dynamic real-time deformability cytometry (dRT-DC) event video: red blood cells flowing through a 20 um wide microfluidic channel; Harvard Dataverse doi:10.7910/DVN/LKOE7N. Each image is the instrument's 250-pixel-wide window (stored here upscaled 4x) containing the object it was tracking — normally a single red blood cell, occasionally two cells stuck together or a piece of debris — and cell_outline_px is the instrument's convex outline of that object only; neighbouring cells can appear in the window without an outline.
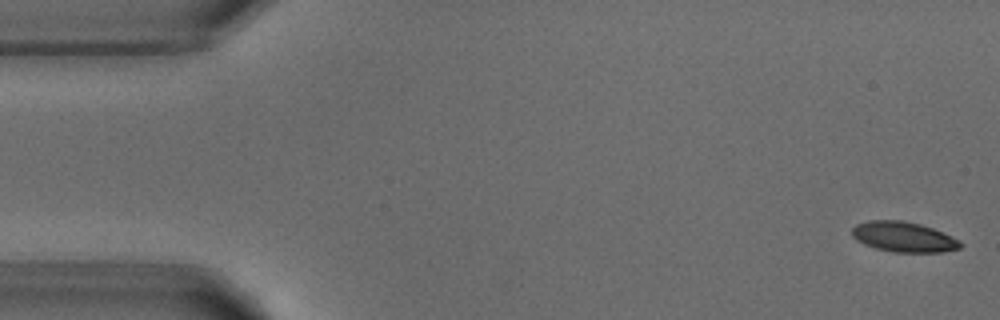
{"species": "common noctule bat (a hibernating species)", "species_latin": "Nyctalus noctula", "temperature_condition": "warm", "stored_images_in_passage": 7, "camera_frame_rate_fps": 3000, "um_per_image_px": 0.085, "animal": {"sex": "male", "body_mass_g": 18.8}, "frame": {"image": 1, "passage_image": 1, "time_ms": 0.0, "image_size_px": [1000, 320], "cell_outline_px": [[964, 244], [960, 248], [944, 252], [892, 252], [876, 248], [864, 244], [856, 240], [852, 236], [852, 228], [856, 224], [868, 220], [904, 220], [920, 224], [932, 228], [960, 240]], "centroid_in_image_um": [76.8, 20.13], "position_along_channel_um": 8.2, "area_um2": 19.19}}
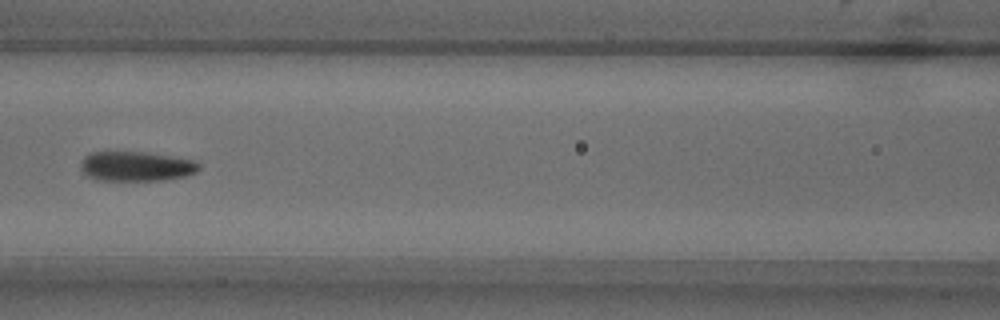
{"frame": {"image": 2, "passage_image": 6, "time_ms": 7.0, "image_size_px": [1000, 320], "cell_outline_px": [[200, 168], [196, 172], [184, 176], [164, 180], [96, 180], [88, 176], [80, 168], [80, 164], [84, 156], [92, 152], [148, 152], [196, 160], [200, 164]], "centroid_in_image_um": [11.59, 14.13], "position_along_channel_um": 155.0, "area_um2": 20.58}}
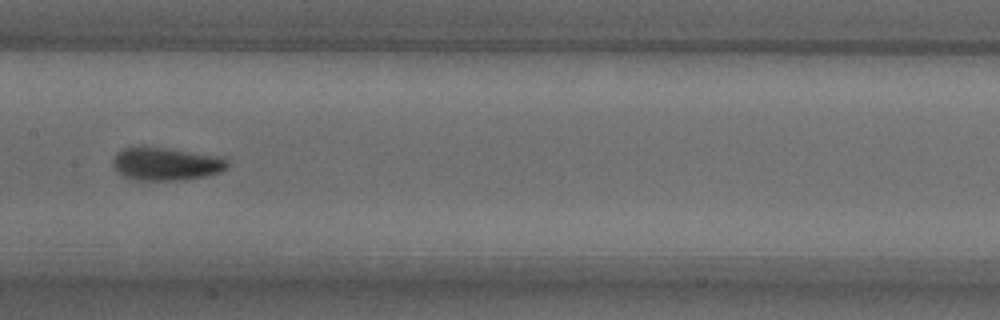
{"frame": {"image": 3, "passage_image": 7, "time_ms": 8.0, "image_size_px": [1000, 320], "cell_outline_px": [[228, 168], [220, 172], [204, 176], [176, 180], [136, 180], [124, 176], [116, 172], [112, 168], [112, 160], [116, 152], [124, 148], [140, 144], [220, 156], [228, 160]], "centroid_in_image_um": [14.04, 13.9], "position_along_channel_um": 193.4, "area_um2": 22.48}}